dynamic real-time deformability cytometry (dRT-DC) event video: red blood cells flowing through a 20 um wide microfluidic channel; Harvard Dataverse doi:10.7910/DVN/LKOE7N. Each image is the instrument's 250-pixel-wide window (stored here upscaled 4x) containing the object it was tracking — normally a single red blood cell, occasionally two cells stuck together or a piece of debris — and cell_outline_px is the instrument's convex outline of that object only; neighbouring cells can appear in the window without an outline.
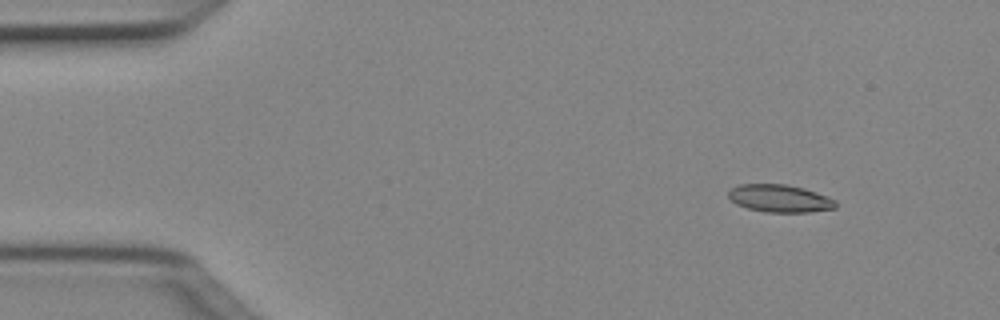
{"species": "Egyptian fruit bat (a non-hibernating species)", "species_latin": "Rousettus aegyptiacus", "temperature_condition": "cold", "stored_images_in_passage": 4, "camera_frame_rate_fps": 3000, "um_per_image_px": 0.085, "animal": {"sex": "female"}, "frame": {"image": 1, "passage_image": 1, "time_ms": 0.0, "image_size_px": [1000, 320], "cell_outline_px": [[836, 208], [808, 212], [764, 212], [748, 208], [736, 204], [728, 196], [728, 192], [732, 188], [740, 184], [784, 184], [804, 188], [828, 196], [836, 200]], "centroid_in_image_um": [66.29, 16.86], "position_along_channel_um": 18.7, "area_um2": 17.22}}